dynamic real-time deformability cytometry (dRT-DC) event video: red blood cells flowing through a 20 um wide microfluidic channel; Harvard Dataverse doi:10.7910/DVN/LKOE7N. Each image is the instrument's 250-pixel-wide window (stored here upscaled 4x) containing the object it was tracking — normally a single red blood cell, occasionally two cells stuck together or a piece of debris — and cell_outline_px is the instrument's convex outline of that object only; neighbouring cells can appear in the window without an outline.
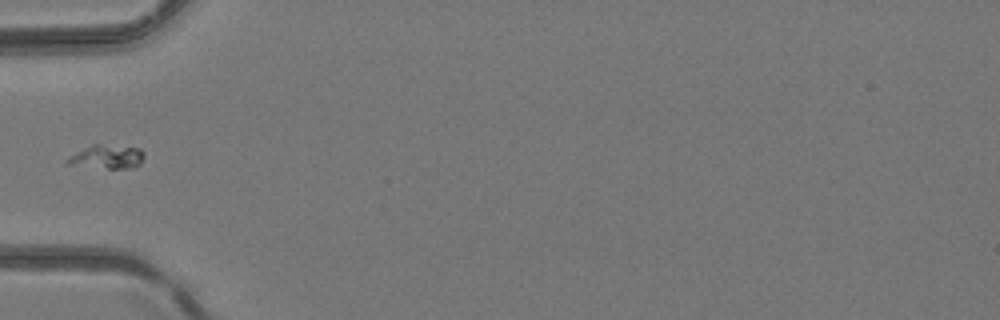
{"species": "common noctule bat (a hibernating species)", "species_latin": "Nyctalus noctula", "temperature_condition": "room temperature", "stored_images_in_passage": 32, "camera_frame_rate_fps": 3000, "um_per_image_px": 0.085, "animal": {"sex": "female", "body_mass_g": 24.6, "forearm_length_mm": 56.2}, "frame": {"image": 1, "passage_image": 1, "time_ms": 0.0, "image_size_px": [1000, 320], "cell_outline_px": [[144, 156], [140, 164], [136, 168], [108, 168], [68, 164], [64, 160], [84, 148], [92, 144], [100, 144], [140, 148], [144, 152]], "centroid_in_image_um": [9.14, 13.33], "position_along_channel_um": 75.9, "area_um2": 10.52}}
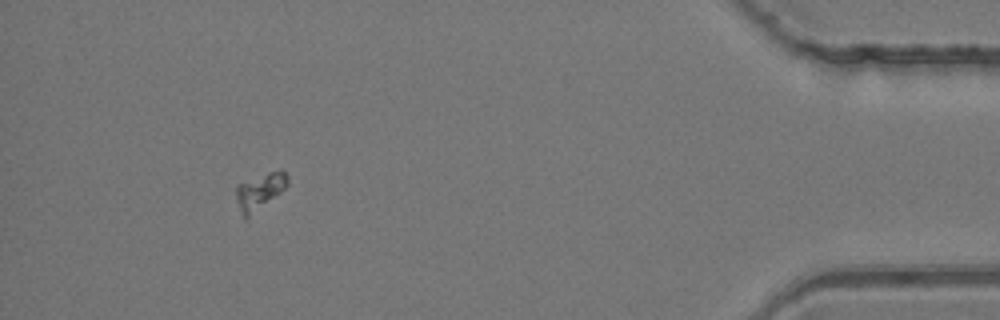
{"frame": {"image": 2, "passage_image": 28, "time_ms": 9.0, "image_size_px": [1000, 320], "cell_outline_px": [[288, 184], [280, 192], [244, 220], [240, 216], [236, 200], [236, 184], [268, 172], [280, 168], [288, 176]], "centroid_in_image_um": [22.04, 16.25], "position_along_channel_um": 413.2, "area_um2": 10.92}}